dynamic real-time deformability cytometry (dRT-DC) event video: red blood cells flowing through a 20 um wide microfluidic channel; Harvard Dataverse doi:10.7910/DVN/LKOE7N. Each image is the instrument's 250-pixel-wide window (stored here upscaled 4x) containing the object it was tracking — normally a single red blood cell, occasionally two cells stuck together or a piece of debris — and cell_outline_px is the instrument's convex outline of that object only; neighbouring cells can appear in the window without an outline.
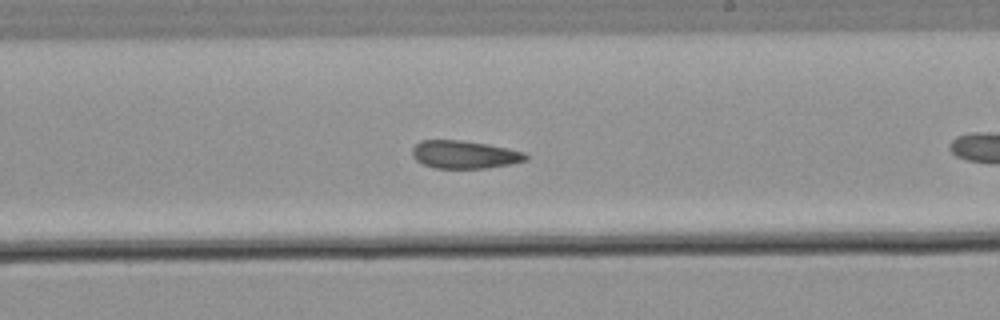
{"species": "common noctule bat (a hibernating species)", "species_latin": "Nyctalus noctula", "temperature_condition": "warm", "stored_images_in_passage": 43, "camera_frame_rate_fps": 3000, "um_per_image_px": 0.085, "animal": {"sex": "male", "body_mass_g": 21.5, "forearm_length_mm": 52.0}, "frame": {"image": 1, "passage_image": 19, "time_ms": 6.0, "image_size_px": [1000, 320], "cell_outline_px": [[528, 160], [488, 168], [436, 168], [424, 164], [416, 160], [412, 156], [412, 148], [420, 140], [460, 140], [488, 144], [508, 148], [524, 152], [528, 156]], "centroid_in_image_um": [39.47, 13.13], "position_along_channel_um": 249.5, "area_um2": 18.44}}